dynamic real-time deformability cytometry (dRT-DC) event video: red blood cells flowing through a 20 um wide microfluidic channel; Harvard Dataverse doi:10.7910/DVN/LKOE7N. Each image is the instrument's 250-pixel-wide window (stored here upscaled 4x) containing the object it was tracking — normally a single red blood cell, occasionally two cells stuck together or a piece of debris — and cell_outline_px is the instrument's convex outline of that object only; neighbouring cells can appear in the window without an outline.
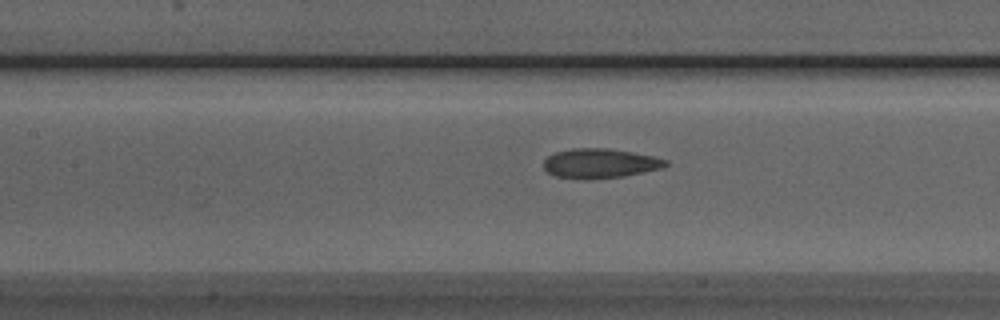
{"species": "Egyptian fruit bat (a non-hibernating species)", "species_latin": "Rousettus aegyptiacus", "temperature_condition": "room temperature", "stored_images_in_passage": 39, "camera_frame_rate_fps": 3000, "um_per_image_px": 0.085, "animal": {"sex": "male"}, "frame": {"image": 1, "passage_image": 15, "time_ms": 4.667, "image_size_px": [1000, 320], "cell_outline_px": [[668, 164], [664, 168], [624, 176], [588, 180], [584, 180], [552, 176], [544, 168], [544, 160], [548, 156], [556, 152], [572, 148], [608, 148], [632, 152], [652, 156], [668, 160]], "centroid_in_image_um": [50.99, 13.9], "position_along_channel_um": 156.4, "area_um2": 21.27}}
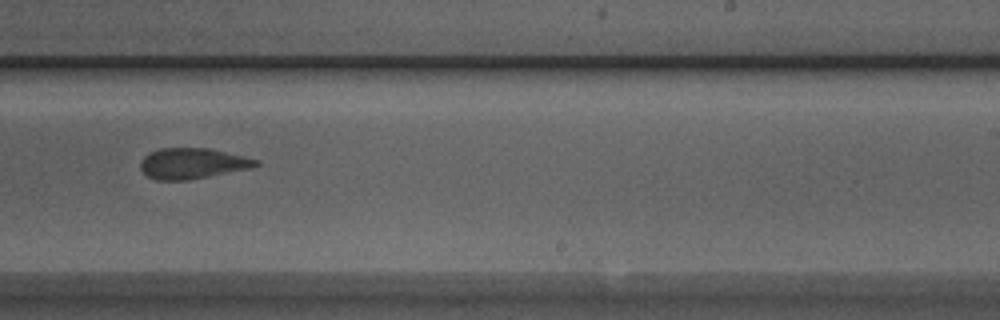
{"frame": {"image": 2, "passage_image": 24, "time_ms": 7.667, "image_size_px": [1000, 320], "cell_outline_px": [[260, 164], [252, 168], [188, 180], [156, 180], [148, 176], [140, 168], [140, 164], [144, 156], [160, 148], [208, 148], [244, 156], [260, 160]], "centroid_in_image_um": [16.38, 13.89], "position_along_channel_um": 272.6, "area_um2": 20.58}}
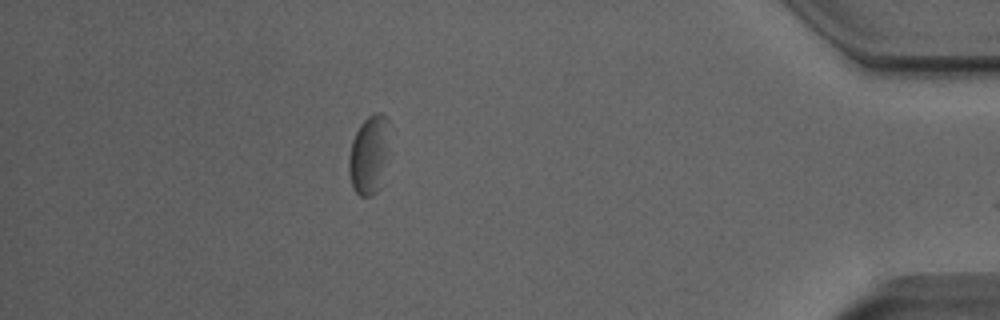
{"frame": {"image": 3, "passage_image": 38, "time_ms": 12.333, "image_size_px": [1000, 320], "cell_outline_px": [[388, 120], [384, 156], [380, 188], [372, 196], [360, 196], [352, 188], [348, 172], [348, 156], [352, 140], [360, 124], [368, 116], [376, 112], [380, 112], [388, 116]], "centroid_in_image_um": [31.29, 13.16], "position_along_channel_um": 403.9, "area_um2": 18.09}, "authors_computed_cell_mechanics": {"area_um2": 21.386, "velocity_mm_per_s": 3.888, "shape_relaxation_time_tau1_ms": 3.599, "shape_relaxation_time_tau2_ms": 1.4653, "deformation_change_tau1": 0.0786, "deformation_change_tau2": 0.0752}}